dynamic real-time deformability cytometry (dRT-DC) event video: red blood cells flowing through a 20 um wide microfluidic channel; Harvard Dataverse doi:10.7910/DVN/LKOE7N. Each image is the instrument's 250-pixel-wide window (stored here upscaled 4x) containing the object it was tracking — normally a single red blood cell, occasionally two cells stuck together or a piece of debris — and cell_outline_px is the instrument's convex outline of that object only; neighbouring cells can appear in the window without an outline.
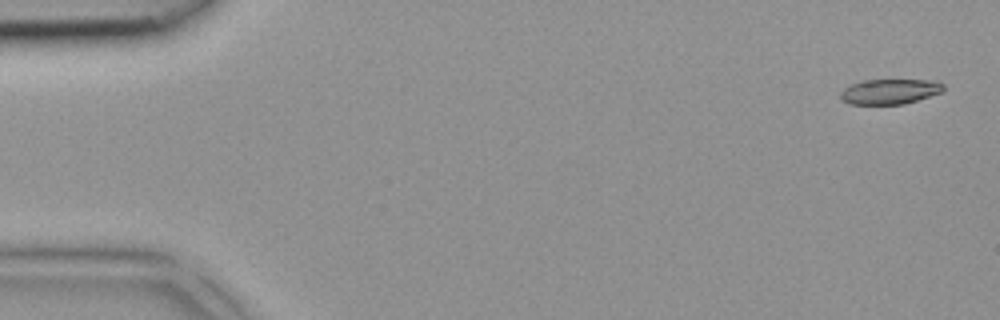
{"species": "common noctule bat (a hibernating species)", "species_latin": "Nyctalus noctula", "temperature_condition": "room temperature", "stored_images_in_passage": 5, "camera_frame_rate_fps": 3000, "um_per_image_px": 0.085, "animal": {"sex": "female", "body_mass_g": 18.4}, "frame": {"image": 1, "passage_image": 1, "time_ms": 0.0, "image_size_px": [1000, 320], "cell_outline_px": [[944, 92], [904, 104], [848, 104], [840, 100], [840, 92], [844, 88], [852, 84], [864, 80], [932, 80], [944, 84]], "centroid_in_image_um": [75.63, 7.78], "position_along_channel_um": 9.4, "area_um2": 15.2}}
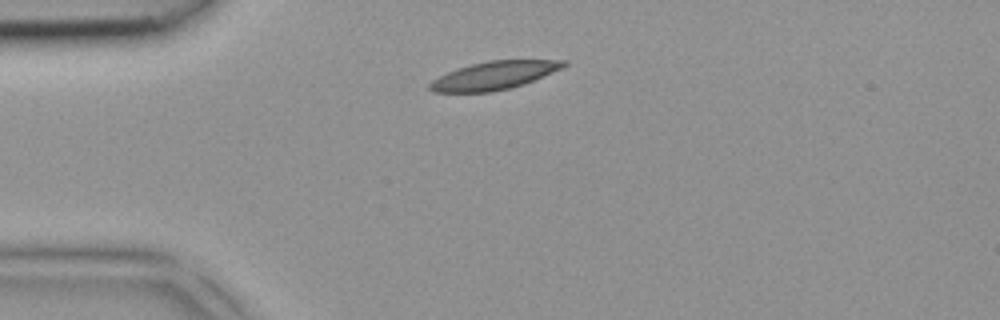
{"frame": {"image": 2, "passage_image": 5, "time_ms": 1.333, "image_size_px": [1000, 320], "cell_outline_px": [[568, 64], [560, 68], [524, 84], [492, 92], [436, 92], [428, 88], [428, 84], [432, 80], [456, 68], [488, 60], [568, 60]], "centroid_in_image_um": [41.96, 6.41], "position_along_channel_um": 43.0, "area_um2": 21.68}}